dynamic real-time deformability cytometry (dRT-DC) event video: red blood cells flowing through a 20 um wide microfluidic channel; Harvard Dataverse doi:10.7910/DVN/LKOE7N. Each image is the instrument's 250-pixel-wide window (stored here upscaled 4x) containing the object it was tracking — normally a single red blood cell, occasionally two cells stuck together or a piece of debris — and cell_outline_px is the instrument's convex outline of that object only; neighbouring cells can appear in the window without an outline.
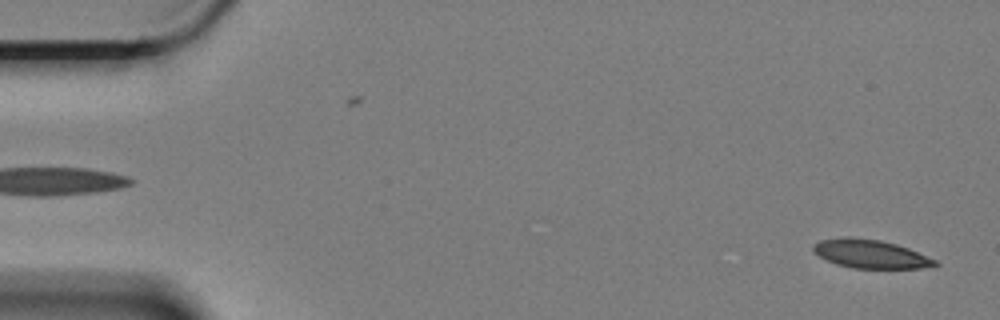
{"species": "Egyptian fruit bat (a non-hibernating species)", "species_latin": "Rousettus aegyptiacus", "temperature_condition": "cold", "stored_images_in_passage": 14, "camera_frame_rate_fps": 3000, "um_per_image_px": 0.085, "animal": {"sex": "female"}, "frame": {"image": 1, "passage_image": 3, "time_ms": 0.667, "image_size_px": [1000, 320], "cell_outline_px": [[940, 264], [920, 268], [856, 268], [836, 264], [820, 256], [812, 248], [812, 244], [820, 240], [848, 236], [852, 236], [880, 240], [896, 244], [908, 248], [936, 260]], "centroid_in_image_um": [73.97, 21.57], "position_along_channel_um": 11.0, "area_um2": 20.06}}